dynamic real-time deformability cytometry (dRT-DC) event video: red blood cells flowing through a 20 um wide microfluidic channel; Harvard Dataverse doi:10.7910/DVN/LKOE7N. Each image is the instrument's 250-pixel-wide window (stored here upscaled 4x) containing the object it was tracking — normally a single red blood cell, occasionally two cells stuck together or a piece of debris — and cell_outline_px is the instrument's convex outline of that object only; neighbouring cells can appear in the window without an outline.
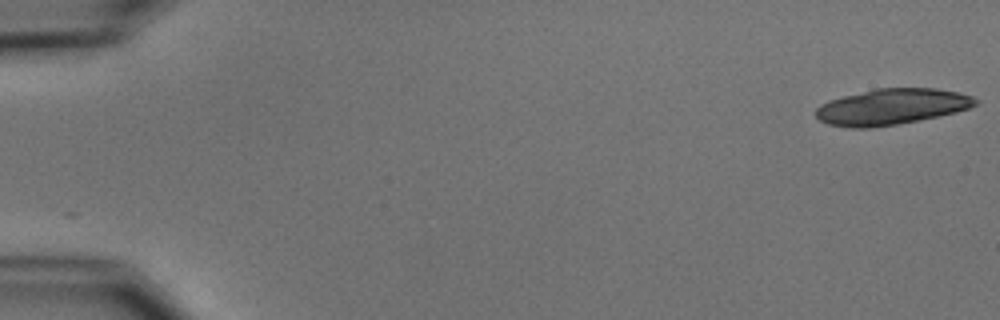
{"species": "common noctule bat (a hibernating species)", "species_latin": "Nyctalus noctula", "temperature_condition": "cold", "stored_images_in_passage": 20, "camera_frame_rate_fps": 3000, "um_per_image_px": 0.085, "animal": {"sex": "male", "body_mass_g": 15.6}, "frame": {"image": 1, "passage_image": 1, "time_ms": 0.0, "image_size_px": [1000, 320], "cell_outline_px": [[980, 100], [976, 104], [968, 108], [956, 112], [896, 124], [868, 128], [852, 128], [828, 124], [820, 120], [816, 116], [816, 108], [820, 104], [828, 100], [876, 88], [936, 88], [956, 92], [972, 96]], "centroid_in_image_um": [75.77, 9.06], "position_along_channel_um": 9.2, "area_um2": 33.12}}